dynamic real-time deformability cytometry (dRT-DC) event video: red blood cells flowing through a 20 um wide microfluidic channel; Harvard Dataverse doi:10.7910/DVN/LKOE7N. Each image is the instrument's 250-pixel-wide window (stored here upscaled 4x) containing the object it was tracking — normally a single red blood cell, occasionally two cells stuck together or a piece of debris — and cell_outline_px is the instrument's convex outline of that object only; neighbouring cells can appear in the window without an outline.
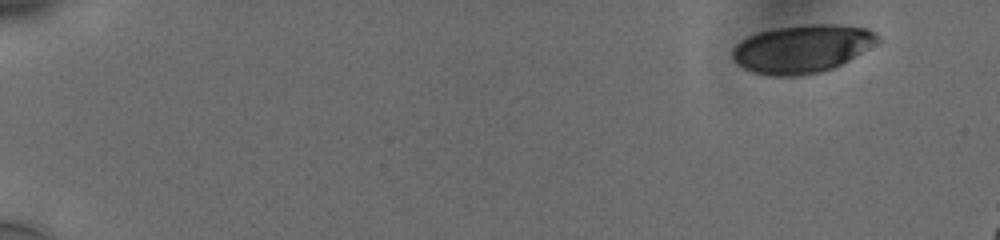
{"species": "human", "species_latin": "Homo sapiens", "temperature_condition": "cold", "stored_images_in_passage": 53, "camera_frame_rate_fps": 3000, "um_per_image_px": 0.085, "donor": {"sex": "male"}, "frame": {"image": 1, "passage_image": 1, "time_ms": 0.0, "image_size_px": [1000, 240], "cell_outline_px": [[880, 44], [832, 68], [820, 72], [792, 76], [772, 76], [752, 72], [736, 64], [732, 56], [732, 48], [740, 40], [748, 36], [760, 32], [776, 28], [808, 24], [832, 24], [868, 28], [880, 36]], "centroid_in_image_um": [68.2, 4.14], "position_along_channel_um": 16.8, "area_um2": 40.86}}
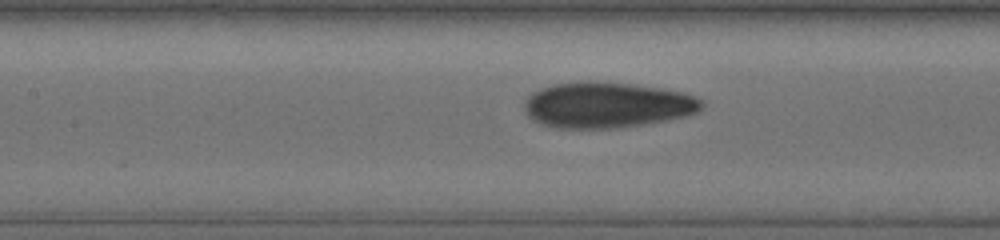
{"frame": {"image": 2, "passage_image": 25, "time_ms": 8.0, "image_size_px": [1000, 240], "cell_outline_px": [[704, 104], [696, 112], [684, 116], [668, 120], [644, 124], [616, 128], [556, 128], [532, 120], [528, 116], [524, 108], [524, 104], [528, 96], [532, 92], [552, 84], [580, 80], [592, 80], [628, 84], [684, 92], [700, 100]], "centroid_in_image_um": [51.54, 8.92], "position_along_channel_um": 155.9, "area_um2": 47.22}}
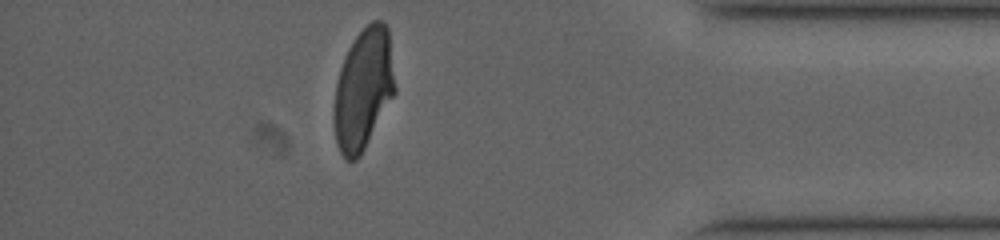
{"frame": {"image": 3, "passage_image": 47, "time_ms": 15.333, "image_size_px": [1000, 240], "cell_outline_px": [[396, 92], [360, 156], [356, 160], [348, 160], [340, 152], [336, 144], [332, 120], [332, 108], [336, 84], [340, 68], [344, 56], [348, 48], [356, 36], [372, 20], [384, 20], [388, 28], [396, 88]], "centroid_in_image_um": [30.86, 7.58], "position_along_channel_um": 404.3, "area_um2": 43.47}, "authors_computed_cell_mechanics": {"area_um2": 43.9858, "velocity_mm_per_s": 3.7648, "shape_relaxation_time_tau1_ms": 8.1244, "shape_relaxation_time_tau2_ms": 1.1733, "deformation_change_tau1": 0.215, "deformation_change_tau2": 0.0692}}